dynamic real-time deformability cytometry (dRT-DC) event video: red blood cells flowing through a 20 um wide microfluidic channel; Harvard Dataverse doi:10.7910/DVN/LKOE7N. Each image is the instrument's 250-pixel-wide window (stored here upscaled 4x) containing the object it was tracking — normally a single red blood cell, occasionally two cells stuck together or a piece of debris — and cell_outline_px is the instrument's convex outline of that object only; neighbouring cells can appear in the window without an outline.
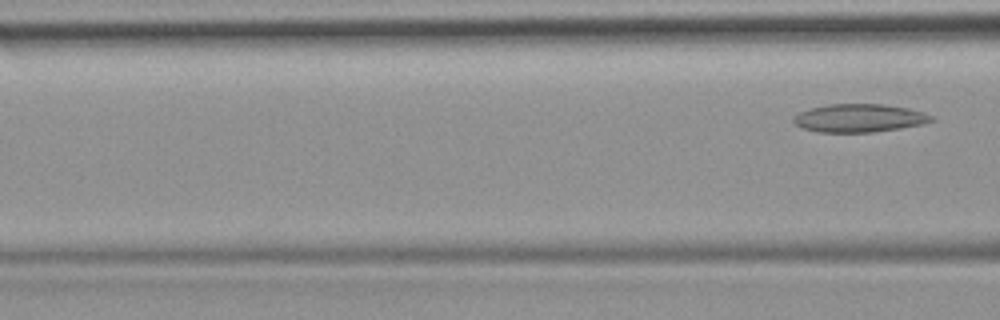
{"species": "common noctule bat (a hibernating species)", "species_latin": "Nyctalus noctula", "temperature_condition": "room temperature", "stored_images_in_passage": 6, "camera_frame_rate_fps": 3000, "um_per_image_px": 0.085, "animal": {"sex": "female", "body_mass_g": 19.9}, "frame": {"image": 1, "passage_image": 6, "time_ms": 5.667, "image_size_px": [1000, 320], "cell_outline_px": [[936, 120], [920, 124], [900, 128], [872, 132], [820, 132], [804, 128], [796, 124], [792, 120], [792, 116], [808, 108], [828, 104], [884, 104], [908, 108], [924, 112], [932, 116]], "centroid_in_image_um": [73.02, 10.02], "position_along_channel_um": 93.6, "area_um2": 22.6}}